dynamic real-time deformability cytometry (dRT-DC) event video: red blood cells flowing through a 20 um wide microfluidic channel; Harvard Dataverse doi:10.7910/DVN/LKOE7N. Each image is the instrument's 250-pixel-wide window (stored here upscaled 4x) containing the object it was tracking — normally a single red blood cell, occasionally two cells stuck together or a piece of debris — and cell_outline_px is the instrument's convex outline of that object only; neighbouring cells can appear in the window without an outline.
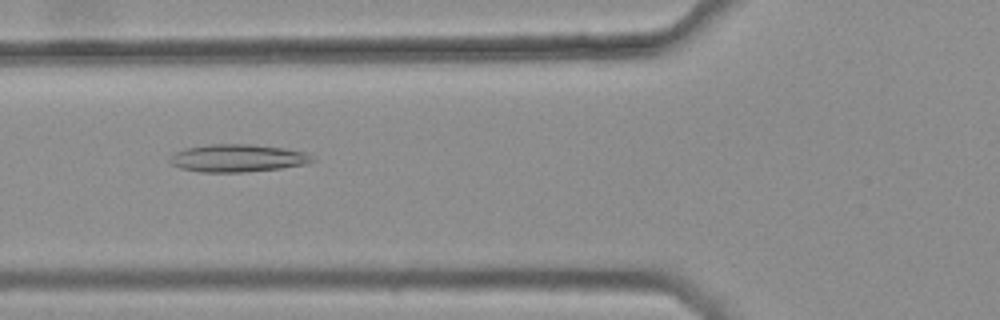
{"species": "common noctule bat (a hibernating species)", "species_latin": "Nyctalus noctula", "temperature_condition": "warm", "stored_images_in_passage": 32, "camera_frame_rate_fps": 3000, "um_per_image_px": 0.085, "animal": {"sex": "female", "body_mass_g": 25.1}, "frame": {"image": 1, "passage_image": 7, "time_ms": 2.0, "image_size_px": [1000, 320], "cell_outline_px": [[316, 160], [304, 164], [280, 168], [244, 172], [200, 172], [180, 168], [172, 164], [168, 160], [176, 152], [184, 148], [204, 144], [252, 144], [284, 148], [304, 152]], "centroid_in_image_um": [20.15, 13.43], "position_along_channel_um": 105.6, "area_um2": 22.89}}
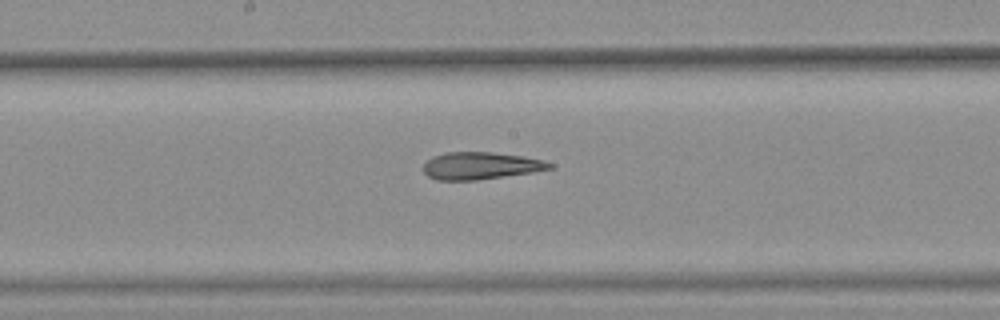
{"frame": {"image": 2, "passage_image": 15, "time_ms": 4.667, "image_size_px": [1000, 320], "cell_outline_px": [[556, 164], [552, 168], [532, 172], [476, 180], [436, 180], [428, 176], [424, 172], [424, 164], [432, 156], [444, 152], [492, 152], [524, 156]], "centroid_in_image_um": [40.84, 14.08], "position_along_channel_um": 207.4, "area_um2": 20.0}}
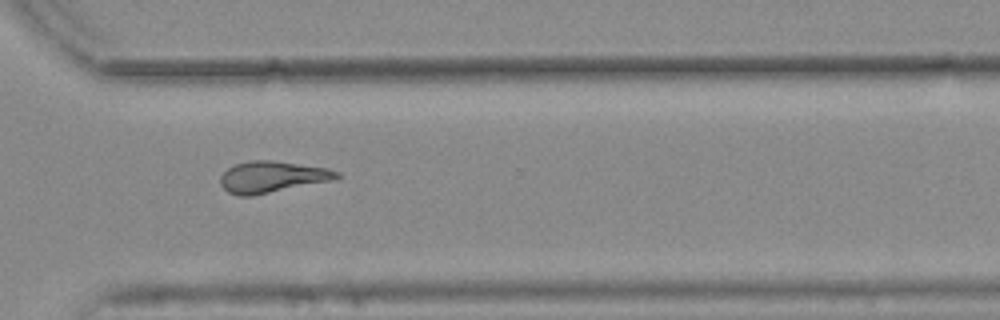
{"frame": {"image": 3, "passage_image": 26, "time_ms": 8.333, "image_size_px": [1000, 320], "cell_outline_px": [[340, 176], [336, 180], [252, 196], [240, 196], [228, 192], [220, 184], [220, 176], [228, 168], [236, 164], [252, 160], [272, 160], [328, 168], [340, 172]], "centroid_in_image_um": [23.16, 15.04], "position_along_channel_um": 347.4, "area_um2": 21.44}, "authors_computed_cell_mechanics": {"area_um2": 20.4323, "velocity_mm_per_s": 3.823, "shape_relaxation_time_tau1_ms": null, "shape_relaxation_time_tau2_ms": 4.1158, "deformation_change_tau1": null, "deformation_change_tau2": 0.1385}}